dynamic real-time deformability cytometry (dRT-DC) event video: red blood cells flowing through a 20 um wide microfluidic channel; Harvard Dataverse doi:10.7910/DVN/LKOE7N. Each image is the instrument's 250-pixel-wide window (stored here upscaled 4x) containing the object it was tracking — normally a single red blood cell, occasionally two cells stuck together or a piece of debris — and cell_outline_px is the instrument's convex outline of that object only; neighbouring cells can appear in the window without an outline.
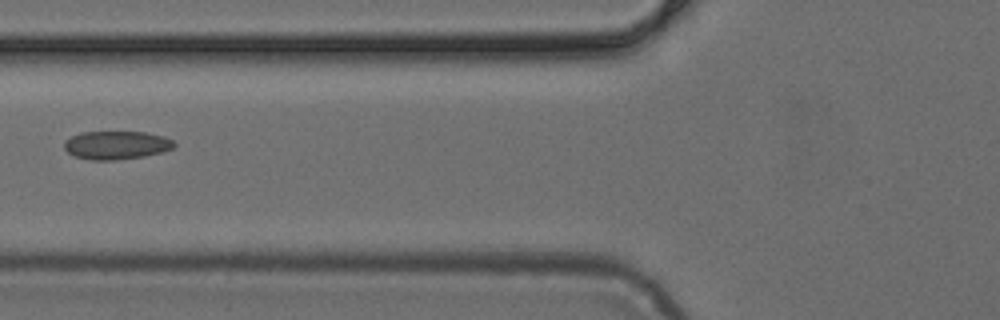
{"species": "common noctule bat (a hibernating species)", "species_latin": "Nyctalus noctula", "temperature_condition": "cold", "stored_images_in_passage": 6, "camera_frame_rate_fps": 3000, "um_per_image_px": 0.085, "animal": {"sex": "female", "body_mass_g": 24.6, "forearm_length_mm": 56.2}, "frame": {"image": 1, "passage_image": 5, "time_ms": 1.333, "image_size_px": [1000, 320], "cell_outline_px": [[176, 144], [172, 148], [160, 152], [144, 156], [116, 160], [92, 160], [76, 156], [68, 152], [64, 148], [64, 140], [72, 136], [84, 132], [144, 132], [164, 136], [172, 140]], "centroid_in_image_um": [9.88, 12.33], "position_along_channel_um": 115.9, "area_um2": 17.98}}
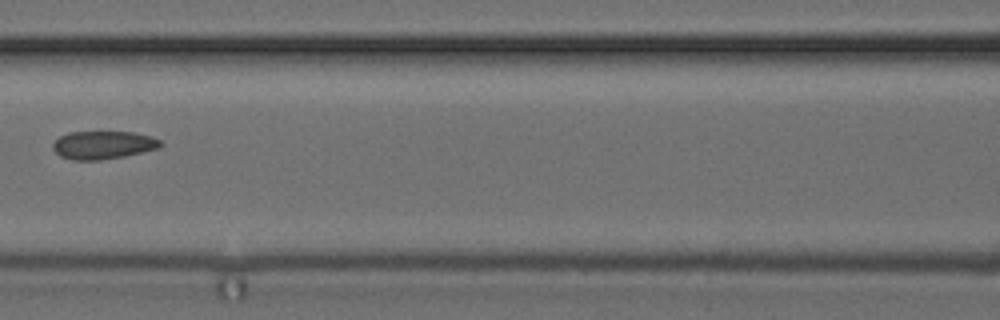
{"frame": {"image": 2, "passage_image": 6, "time_ms": 1.667, "image_size_px": [1000, 320], "cell_outline_px": [[164, 144], [160, 148], [124, 156], [100, 160], [72, 160], [60, 156], [52, 148], [52, 144], [60, 136], [68, 132], [132, 132], [152, 136], [160, 140]], "centroid_in_image_um": [8.78, 12.32], "position_along_channel_um": 157.8, "area_um2": 17.69}}